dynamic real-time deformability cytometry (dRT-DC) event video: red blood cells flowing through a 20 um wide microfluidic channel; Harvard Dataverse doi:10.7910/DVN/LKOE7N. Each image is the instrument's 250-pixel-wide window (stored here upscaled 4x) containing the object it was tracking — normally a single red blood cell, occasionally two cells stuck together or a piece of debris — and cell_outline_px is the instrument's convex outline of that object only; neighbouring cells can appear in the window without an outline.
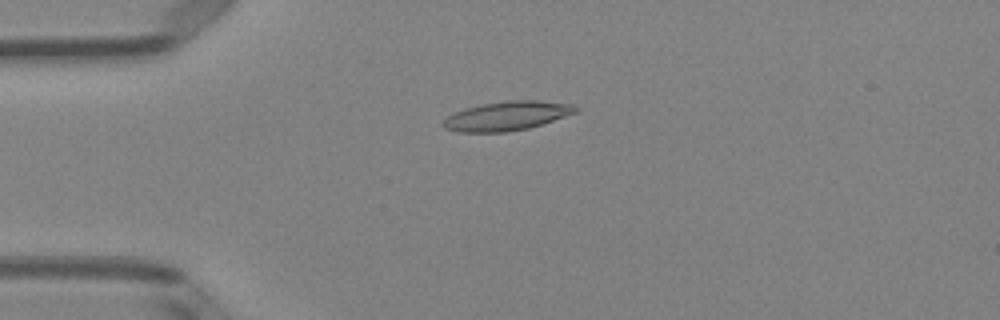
{"species": "Egyptian fruit bat (a non-hibernating species)", "species_latin": "Rousettus aegyptiacus", "temperature_condition": "room temperature", "stored_images_in_passage": 51, "camera_frame_rate_fps": 3000, "um_per_image_px": 0.085, "animal": {"sex": "female"}, "frame": {"image": 1, "passage_image": 13, "time_ms": 4.0, "image_size_px": [1000, 320], "cell_outline_px": [[580, 108], [576, 112], [528, 128], [504, 132], [460, 132], [444, 128], [440, 124], [452, 112], [464, 108], [484, 104], [508, 100], [536, 100], [572, 104]], "centroid_in_image_um": [43.04, 9.85], "position_along_channel_um": 42.0, "area_um2": 22.31}}
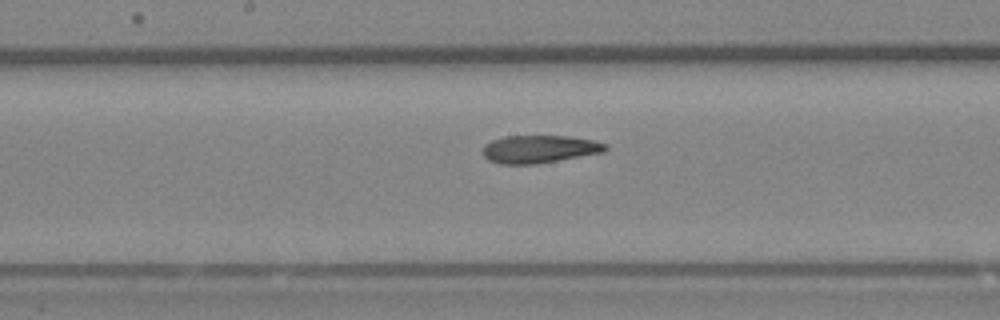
{"frame": {"image": 2, "passage_image": 27, "time_ms": 8.667, "image_size_px": [1000, 320], "cell_outline_px": [[608, 148], [604, 152], [532, 164], [500, 164], [488, 160], [484, 156], [484, 144], [492, 140], [504, 136], [568, 136], [592, 140], [608, 144]], "centroid_in_image_um": [45.83, 12.66], "position_along_channel_um": 202.4, "area_um2": 19.65}}
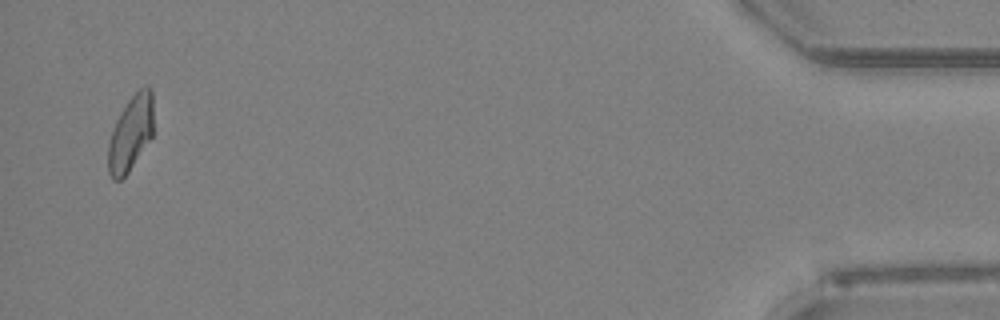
{"frame": {"image": 3, "passage_image": 50, "time_ms": 16.333, "image_size_px": [1000, 320], "cell_outline_px": [[152, 136], [128, 172], [120, 180], [112, 180], [108, 172], [108, 144], [116, 120], [128, 100], [140, 88], [148, 84], [152, 88]], "centroid_in_image_um": [11.1, 11.32], "position_along_channel_um": 424.1, "area_um2": 19.59}, "authors_computed_cell_mechanics": {"area_um2": 21.0392, "velocity_mm_per_s": 3.9768, "shape_relaxation_time_tau1_ms": null, "shape_relaxation_time_tau2_ms": 3.1119, "deformation_change_tau1": null, "deformation_change_tau2": 0.1101}}